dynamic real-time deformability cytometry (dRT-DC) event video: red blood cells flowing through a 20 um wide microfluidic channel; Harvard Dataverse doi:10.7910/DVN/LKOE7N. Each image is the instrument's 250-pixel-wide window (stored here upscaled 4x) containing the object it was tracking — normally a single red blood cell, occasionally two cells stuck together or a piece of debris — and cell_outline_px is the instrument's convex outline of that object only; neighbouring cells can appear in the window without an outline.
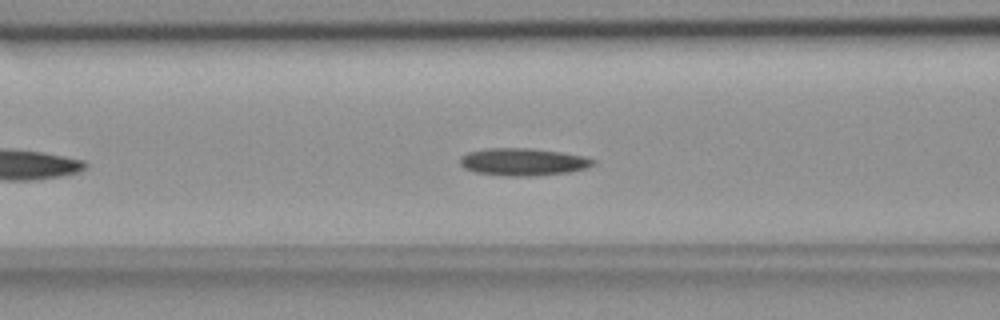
{"species": "common noctule bat (a hibernating species)", "species_latin": "Nyctalus noctula", "temperature_condition": "room temperature", "stored_images_in_passage": 35, "camera_frame_rate_fps": 3000, "um_per_image_px": 0.085, "animal": {"sex": "female", "body_mass_g": 18.4}, "frame": {"image": 1, "passage_image": 11, "time_ms": 3.333, "image_size_px": [1000, 320], "cell_outline_px": [[596, 164], [584, 168], [568, 172], [536, 176], [508, 176], [476, 172], [464, 168], [460, 164], [460, 156], [468, 152], [484, 148], [528, 148], [560, 152], [580, 156], [596, 160]], "centroid_in_image_um": [44.42, 13.76], "position_along_channel_um": 122.2, "area_um2": 21.15}}
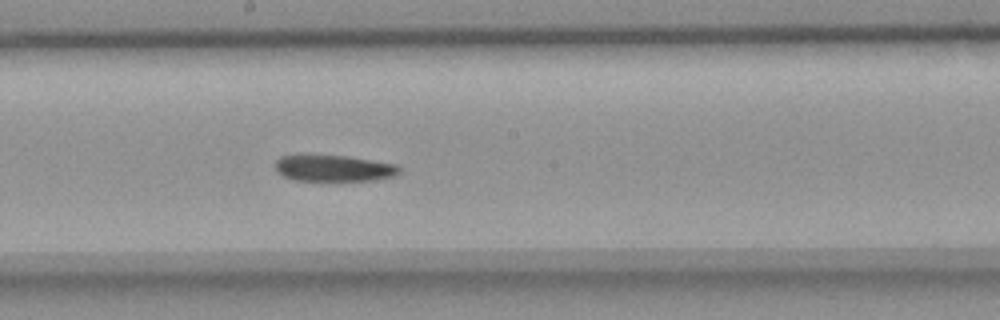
{"frame": {"image": 2, "passage_image": 19, "time_ms": 6.0, "image_size_px": [1000, 320], "cell_outline_px": [[400, 172], [392, 176], [376, 180], [296, 180], [284, 176], [276, 172], [276, 160], [280, 156], [300, 152], [344, 156], [372, 160], [396, 164], [400, 168]], "centroid_in_image_um": [28.28, 14.25], "position_along_channel_um": 219.9, "area_um2": 19.54}}
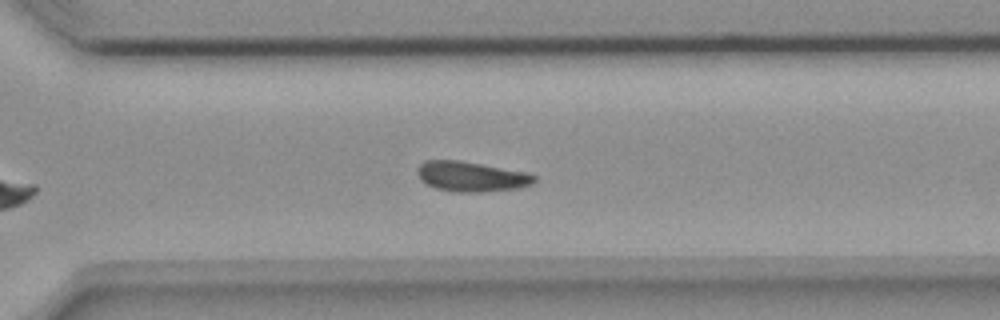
{"frame": {"image": 3, "passage_image": 28, "time_ms": 9.0, "image_size_px": [1000, 320], "cell_outline_px": [[536, 180], [532, 184], [516, 188], [484, 192], [452, 192], [436, 188], [420, 180], [416, 172], [416, 168], [424, 160], [460, 160], [528, 172], [536, 176]], "centroid_in_image_um": [40.04, 15.0], "position_along_channel_um": 330.6, "area_um2": 20.69}, "authors_computed_cell_mechanics": {"area_um2": 20.2878, "velocity_mm_per_s": 3.6796, "shape_relaxation_time_tau1_ms": 9.8284, "shape_relaxation_time_tau2_ms": null, "deformation_change_tau1": 0.1602, "deformation_change_tau2": null}}